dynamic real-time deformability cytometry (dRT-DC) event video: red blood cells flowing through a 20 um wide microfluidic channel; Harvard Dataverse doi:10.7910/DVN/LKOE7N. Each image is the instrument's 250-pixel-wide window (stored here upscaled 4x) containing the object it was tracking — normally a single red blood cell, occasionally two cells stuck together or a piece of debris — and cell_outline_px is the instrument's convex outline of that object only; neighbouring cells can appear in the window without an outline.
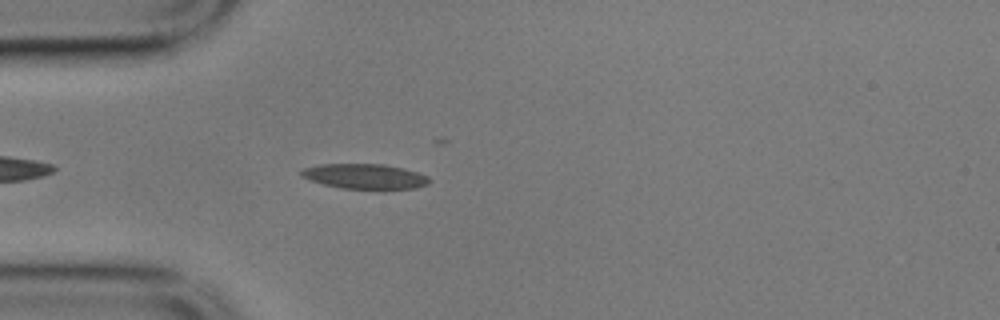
{"species": "common noctule bat (a hibernating species)", "species_latin": "Nyctalus noctula", "temperature_condition": "cold", "stored_images_in_passage": 35, "camera_frame_rate_fps": 3000, "um_per_image_px": 0.085, "animal": {"sex": "male", "body_mass_g": 17.9}, "frame": {"image": 1, "passage_image": 5, "time_ms": 1.333, "image_size_px": [1000, 320], "cell_outline_px": [[432, 180], [428, 184], [416, 188], [340, 188], [324, 184], [300, 176], [300, 172], [304, 168], [320, 164], [384, 164], [404, 168], [428, 176]], "centroid_in_image_um": [31.03, 14.97], "position_along_channel_um": 54.0, "area_um2": 18.44}}
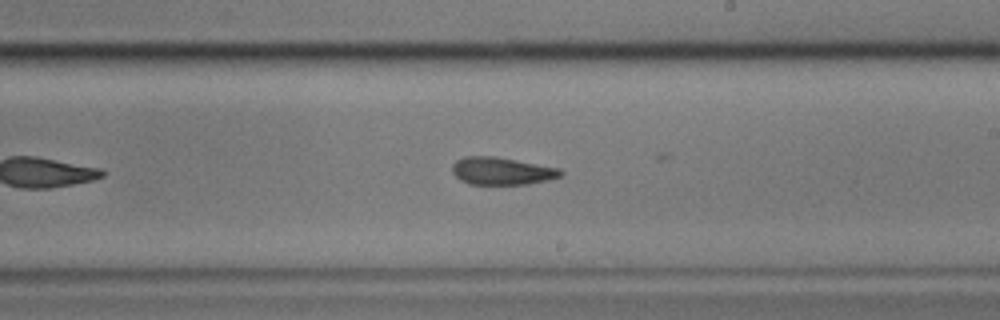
{"frame": {"image": 2, "passage_image": 22, "time_ms": 7.0, "image_size_px": [1000, 320], "cell_outline_px": [[564, 176], [548, 180], [528, 184], [468, 184], [460, 180], [452, 172], [452, 164], [456, 160], [464, 156], [496, 156], [560, 168], [564, 172]], "centroid_in_image_um": [42.67, 14.53], "position_along_channel_um": 246.3, "area_um2": 17.63}}
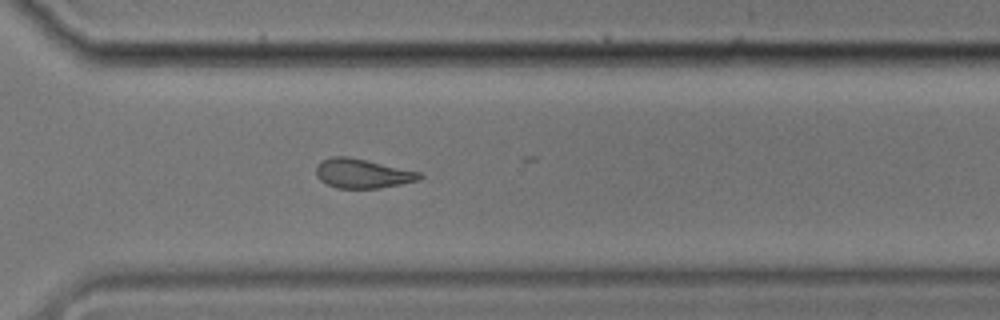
{"frame": {"image": 3, "passage_image": 30, "time_ms": 9.667, "image_size_px": [1000, 320], "cell_outline_px": [[424, 176], [420, 180], [380, 188], [336, 188], [320, 180], [316, 176], [316, 168], [324, 160], [332, 156], [348, 156], [420, 172]], "centroid_in_image_um": [30.83, 14.75], "position_along_channel_um": 339.8, "area_um2": 17.51}, "authors_computed_cell_mechanics": {"area_um2": 18.0336, "velocity_mm_per_s": 3.5069, "shape_relaxation_time_tau1_ms": 5.1224, "shape_relaxation_time_tau2_ms": 3.763, "deformation_change_tau1": 0.1277, "deformation_change_tau2": 0.103}}